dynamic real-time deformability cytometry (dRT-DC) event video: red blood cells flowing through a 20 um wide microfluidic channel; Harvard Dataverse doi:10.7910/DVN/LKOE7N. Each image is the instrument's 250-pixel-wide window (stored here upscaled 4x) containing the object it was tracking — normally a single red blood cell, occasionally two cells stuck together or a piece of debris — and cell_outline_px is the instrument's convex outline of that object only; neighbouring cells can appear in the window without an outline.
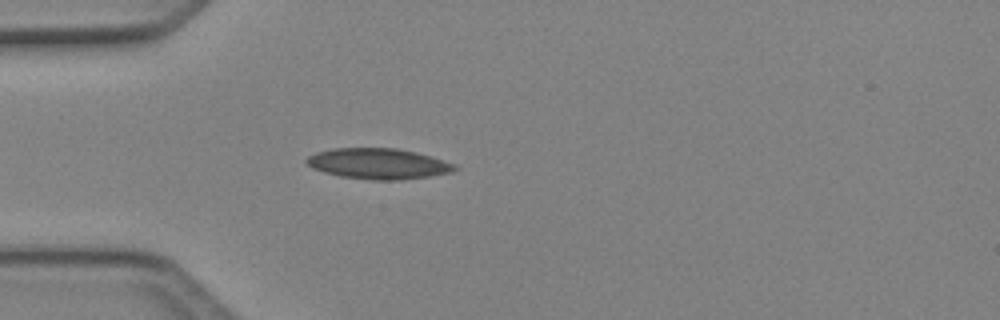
{"species": "Egyptian fruit bat (a non-hibernating species)", "species_latin": "Rousettus aegyptiacus", "temperature_condition": "cold", "stored_images_in_passage": 5, "camera_frame_rate_fps": 3000, "um_per_image_px": 0.085, "animal": {"sex": "female"}, "frame": {"image": 1, "passage_image": 5, "time_ms": 1.333, "image_size_px": [1000, 320], "cell_outline_px": [[460, 168], [452, 172], [428, 176], [400, 180], [372, 180], [340, 176], [324, 172], [312, 168], [304, 160], [308, 156], [316, 152], [332, 148], [396, 148], [428, 156], [456, 164]], "centroid_in_image_um": [32.13, 13.92], "position_along_channel_um": 52.9, "area_um2": 26.36}}